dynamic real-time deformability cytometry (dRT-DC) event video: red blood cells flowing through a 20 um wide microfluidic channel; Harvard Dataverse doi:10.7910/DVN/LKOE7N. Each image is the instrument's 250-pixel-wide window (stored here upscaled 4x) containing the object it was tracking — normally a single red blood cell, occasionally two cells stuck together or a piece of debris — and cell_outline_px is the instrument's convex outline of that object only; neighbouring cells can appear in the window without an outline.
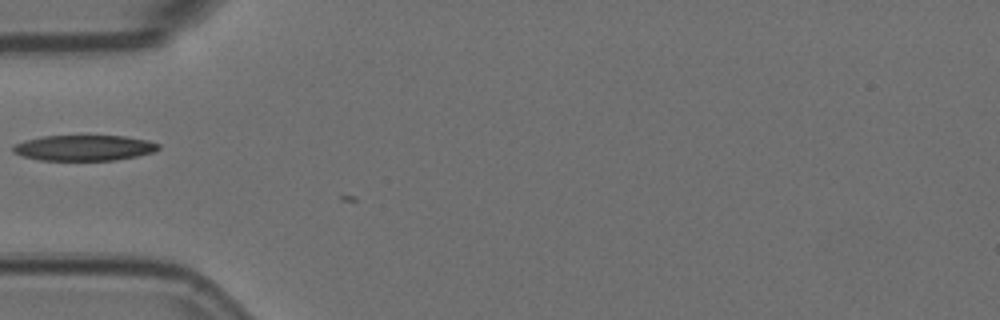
{"species": "Egyptian fruit bat (a non-hibernating species)", "species_latin": "Rousettus aegyptiacus", "temperature_condition": "room temperature", "stored_images_in_passage": 5, "camera_frame_rate_fps": 3000, "um_per_image_px": 0.085, "animal": {"sex": "female"}, "frame": {"image": 1, "passage_image": 3, "time_ms": 0.667, "image_size_px": [1000, 320], "cell_outline_px": [[160, 148], [152, 152], [136, 156], [116, 160], [40, 160], [24, 156], [12, 152], [12, 148], [16, 144], [24, 140], [40, 136], [124, 136], [148, 140], [160, 144]], "centroid_in_image_um": [7.14, 12.56], "position_along_channel_um": 77.9, "area_um2": 21.62}}